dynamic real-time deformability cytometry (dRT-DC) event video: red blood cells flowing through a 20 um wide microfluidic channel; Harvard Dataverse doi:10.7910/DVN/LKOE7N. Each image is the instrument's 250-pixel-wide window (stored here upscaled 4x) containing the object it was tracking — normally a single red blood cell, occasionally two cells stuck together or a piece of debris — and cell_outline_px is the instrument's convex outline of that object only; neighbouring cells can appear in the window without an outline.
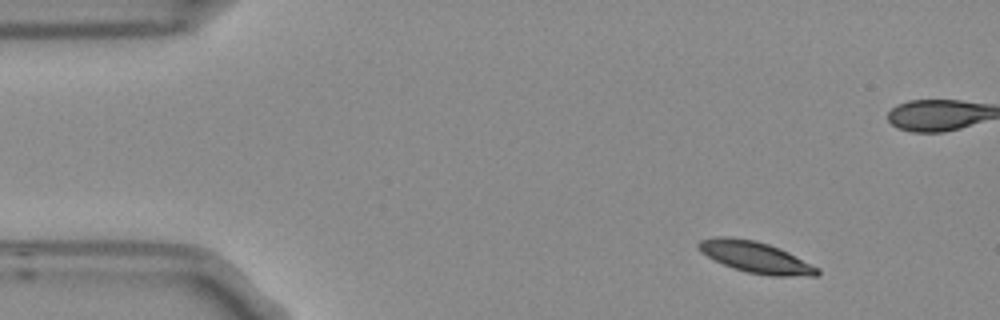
{"species": "Egyptian fruit bat (a non-hibernating species)", "species_latin": "Rousettus aegyptiacus", "temperature_condition": "room temperature", "stored_images_in_passage": 5, "camera_frame_rate_fps": 3000, "um_per_image_px": 0.085, "frame": {"image": 1, "passage_image": 1, "time_ms": 0.0, "image_size_px": [1000, 320], "cell_outline_px": [[820, 272], [816, 276], [768, 276], [748, 272], [732, 268], [700, 252], [696, 248], [696, 244], [700, 240], [712, 236], [728, 236], [756, 240], [780, 248], [820, 268]], "centroid_in_image_um": [64.21, 21.85], "position_along_channel_um": 20.8, "area_um2": 21.85}}
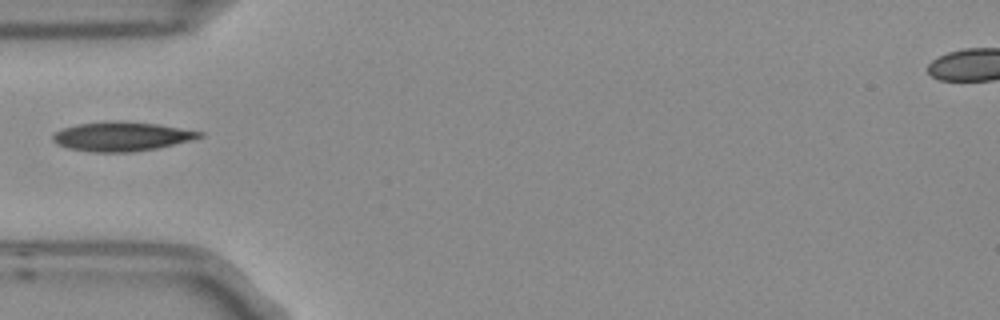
{"frame": {"image": 2, "passage_image": 5, "time_ms": 1.333, "image_size_px": [1000, 320], "cell_outline_px": [[204, 136], [192, 140], [156, 148], [132, 152], [92, 152], [68, 148], [56, 144], [52, 140], [52, 136], [60, 128], [76, 124], [120, 120], [124, 120], [160, 124], [204, 132]], "centroid_in_image_um": [10.34, 11.58], "position_along_channel_um": 74.7, "area_um2": 25.26}}